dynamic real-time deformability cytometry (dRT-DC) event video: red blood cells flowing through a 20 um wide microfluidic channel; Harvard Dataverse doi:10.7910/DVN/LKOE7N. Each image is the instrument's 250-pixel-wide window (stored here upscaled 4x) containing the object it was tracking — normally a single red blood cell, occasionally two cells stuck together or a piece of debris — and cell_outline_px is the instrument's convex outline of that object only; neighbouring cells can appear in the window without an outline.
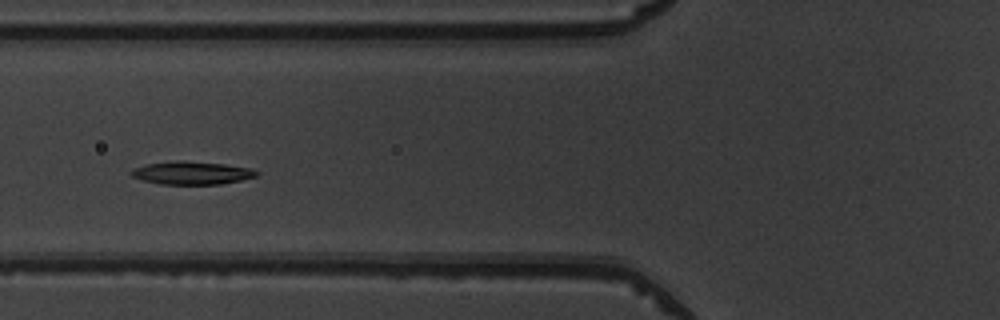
{"species": "common noctule bat (a hibernating species)", "species_latin": "Nyctalus noctula", "temperature_condition": "warm", "stored_images_in_passage": 33, "segment_of_instrument_passage": [1, 2], "camera_frame_rate_fps": 3000, "um_per_image_px": 0.085, "animal": {"sex": "male", "body_mass_g": 19.5, "forearm_length_mm": 54.6}, "frame": {"image": 1, "passage_image": 7, "time_ms": 2.0, "image_size_px": [1000, 320], "cell_outline_px": [[260, 172], [256, 176], [240, 180], [220, 184], [160, 184], [144, 180], [132, 176], [128, 172], [132, 168], [148, 164], [176, 160], [184, 160], [224, 164], [252, 168]], "centroid_in_image_um": [16.29, 14.69], "position_along_channel_um": 109.5, "area_um2": 16.82}}
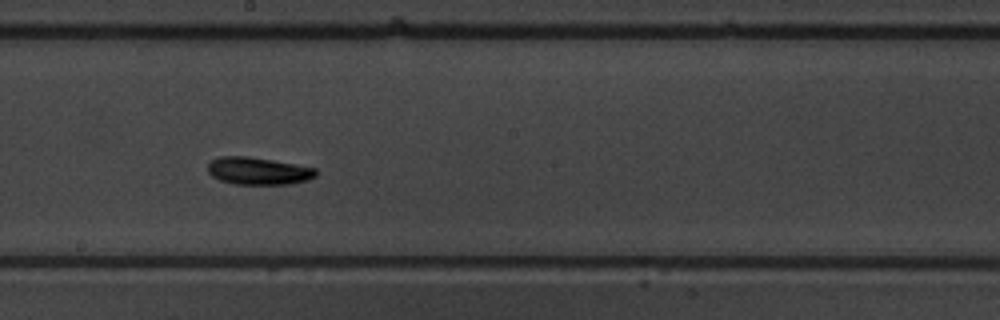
{"frame": {"image": 2, "passage_image": 16, "time_ms": 5.0, "image_size_px": [1000, 320], "cell_outline_px": [[316, 176], [308, 180], [292, 184], [232, 184], [220, 180], [212, 176], [208, 172], [208, 164], [212, 160], [220, 156], [248, 156], [272, 160], [316, 168]], "centroid_in_image_um": [21.95, 14.53], "position_along_channel_um": 226.3, "area_um2": 17.28}}
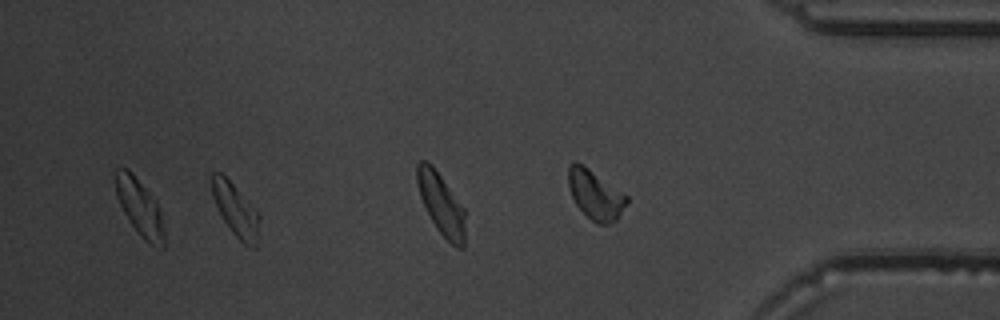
{"frame": {"image": 3, "passage_image": 29, "time_ms": 9.333, "image_size_px": [1000, 320], "cell_outline_px": [[260, 220], [256, 248], [248, 248], [232, 232], [224, 220], [212, 196], [212, 172], [220, 172], [248, 200], [260, 216]], "centroid_in_image_um": [20.06, 17.89], "position_along_channel_um": 415.1, "area_um2": 14.33}}